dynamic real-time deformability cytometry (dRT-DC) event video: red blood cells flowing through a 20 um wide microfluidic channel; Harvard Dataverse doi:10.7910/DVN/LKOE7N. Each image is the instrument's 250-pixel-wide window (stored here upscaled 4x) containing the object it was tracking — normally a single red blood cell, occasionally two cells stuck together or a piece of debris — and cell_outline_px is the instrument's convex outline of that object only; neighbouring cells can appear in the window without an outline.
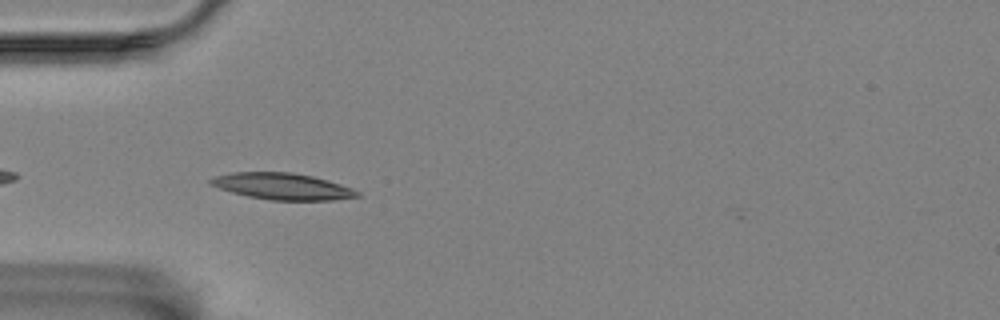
{"species": "Egyptian fruit bat (a non-hibernating species)", "species_latin": "Rousettus aegyptiacus", "temperature_condition": "room temperature", "stored_images_in_passage": 38, "camera_frame_rate_fps": 3000, "um_per_image_px": 0.085, "animal": {"sex": "female"}, "frame": {"image": 1, "passage_image": 3, "time_ms": 0.667, "image_size_px": [1000, 320], "cell_outline_px": [[360, 196], [332, 200], [272, 200], [248, 196], [232, 192], [208, 184], [208, 180], [216, 176], [232, 172], [292, 172], [312, 176], [328, 180], [352, 188], [360, 192]], "centroid_in_image_um": [24.0, 15.83], "position_along_channel_um": 61.0, "area_um2": 22.54}}
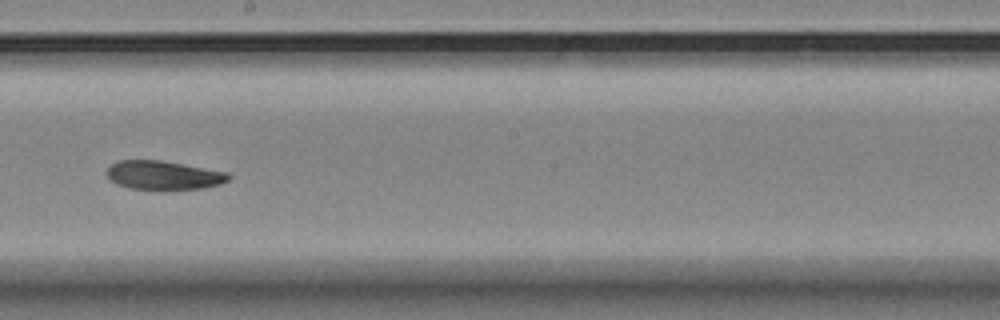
{"frame": {"image": 2, "passage_image": 18, "time_ms": 5.667, "image_size_px": [1000, 320], "cell_outline_px": [[232, 176], [228, 180], [220, 184], [200, 188], [128, 188], [116, 184], [108, 180], [104, 172], [116, 160], [160, 160], [184, 164], [228, 172]], "centroid_in_image_um": [13.85, 14.87], "position_along_channel_um": 234.4, "area_um2": 20.29}}
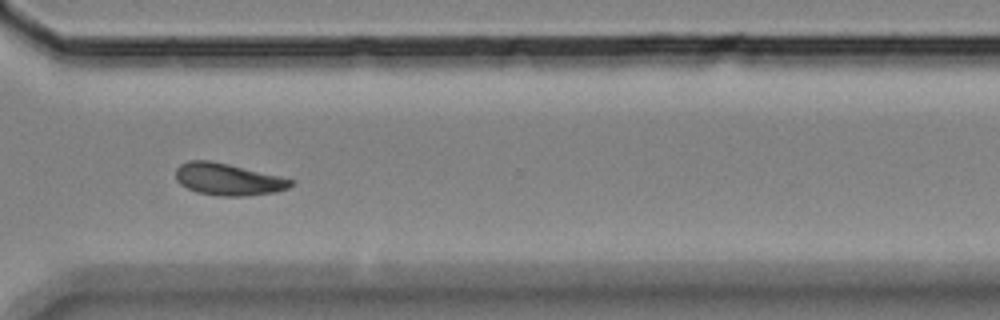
{"frame": {"image": 3, "passage_image": 28, "time_ms": 9.0, "image_size_px": [1000, 320], "cell_outline_px": [[296, 180], [288, 188], [276, 192], [244, 196], [220, 196], [196, 192], [180, 184], [176, 180], [176, 168], [180, 164], [188, 160], [208, 160], [228, 164], [280, 176]], "centroid_in_image_um": [19.38, 15.24], "position_along_channel_um": 351.2, "area_um2": 21.44}}